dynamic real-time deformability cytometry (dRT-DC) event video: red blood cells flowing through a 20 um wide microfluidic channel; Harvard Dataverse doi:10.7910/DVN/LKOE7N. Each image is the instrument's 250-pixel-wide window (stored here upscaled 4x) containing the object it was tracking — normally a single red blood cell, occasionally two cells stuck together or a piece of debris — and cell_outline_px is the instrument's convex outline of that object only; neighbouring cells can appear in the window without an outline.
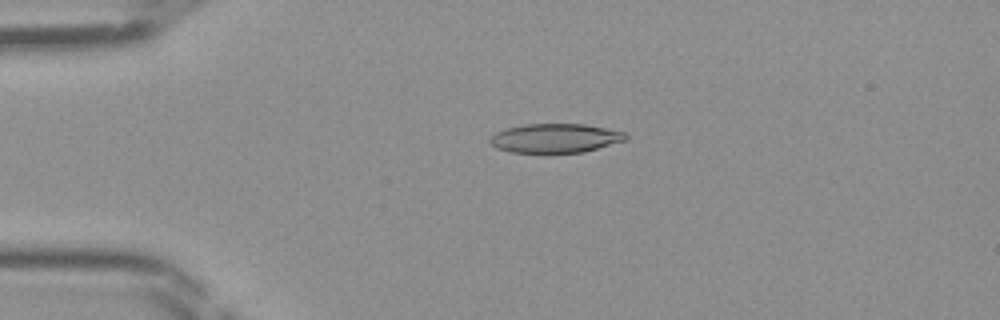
{"species": "Egyptian fruit bat (a non-hibernating species)", "species_latin": "Rousettus aegyptiacus", "temperature_condition": "room temperature", "stored_images_in_passage": 37, "camera_frame_rate_fps": 3000, "um_per_image_px": 0.085, "frame": {"image": 1, "passage_image": 2, "time_ms": 0.333, "image_size_px": [1000, 320], "cell_outline_px": [[628, 136], [624, 140], [584, 152], [548, 156], [512, 152], [496, 148], [488, 140], [496, 132], [508, 128], [528, 124], [584, 124], [624, 132]], "centroid_in_image_um": [47.15, 11.8], "position_along_channel_um": 37.9, "area_um2": 23.58}}
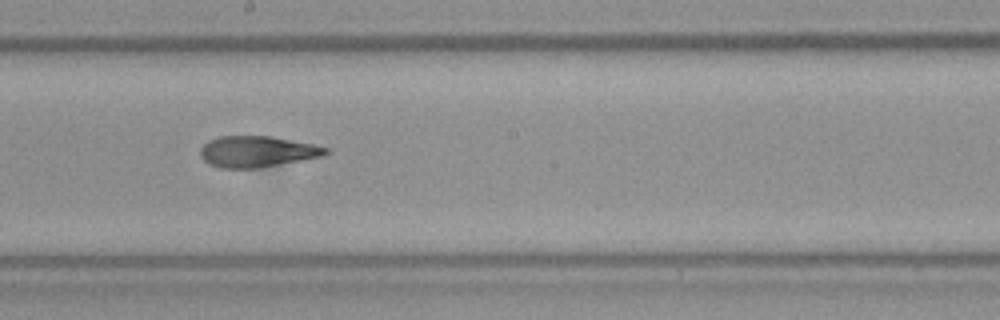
{"frame": {"image": 2, "passage_image": 17, "time_ms": 5.333, "image_size_px": [1000, 320], "cell_outline_px": [[332, 152], [320, 156], [260, 168], [220, 168], [208, 164], [200, 156], [200, 148], [208, 140], [220, 136], [272, 136], [312, 144], [328, 148]], "centroid_in_image_um": [21.82, 12.88], "position_along_channel_um": 226.4, "area_um2": 22.72}}
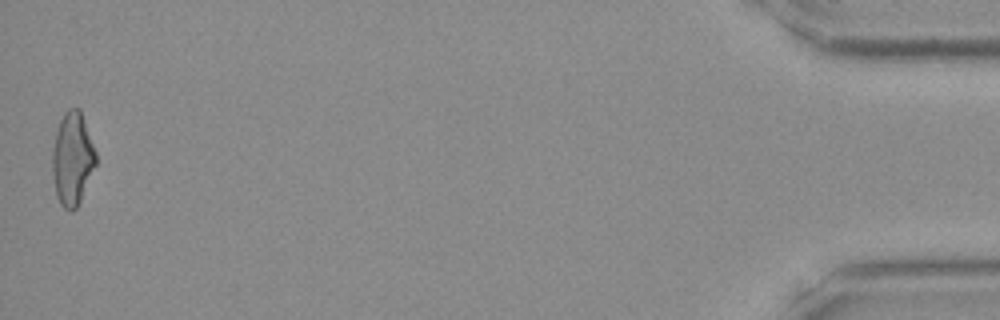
{"frame": {"image": 3, "passage_image": 37, "time_ms": 12.0, "image_size_px": [1000, 320], "cell_outline_px": [[96, 164], [80, 200], [76, 208], [72, 212], [64, 208], [60, 204], [56, 196], [52, 172], [52, 148], [56, 132], [60, 120], [64, 112], [68, 108], [80, 108], [96, 152]], "centroid_in_image_um": [6.14, 13.48], "position_along_channel_um": 429.1, "area_um2": 23.58}}